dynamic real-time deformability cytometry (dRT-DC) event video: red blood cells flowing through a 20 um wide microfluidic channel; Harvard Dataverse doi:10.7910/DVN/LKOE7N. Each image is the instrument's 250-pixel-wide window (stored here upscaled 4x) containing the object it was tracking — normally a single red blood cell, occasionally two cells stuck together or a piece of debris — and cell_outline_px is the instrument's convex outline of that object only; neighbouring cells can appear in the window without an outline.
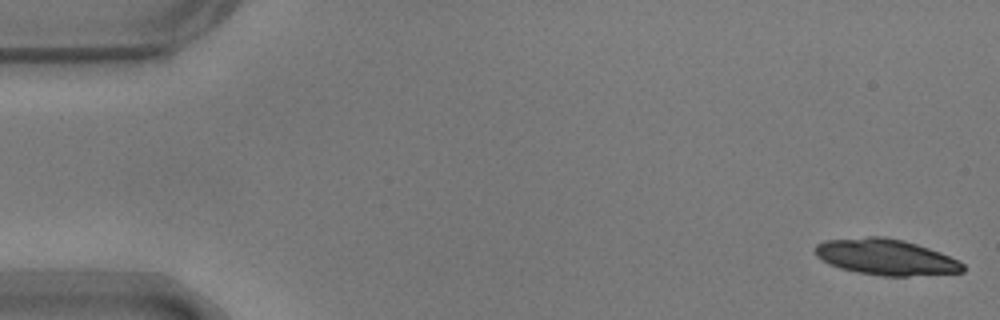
{"species": "common noctule bat (a hibernating species)", "species_latin": "Nyctalus noctula", "temperature_condition": "warm", "stored_images_in_passage": 15, "camera_frame_rate_fps": 3000, "um_per_image_px": 0.085, "animal": {"sex": "male", "body_mass_g": 17.9}, "frame": {"image": 1, "passage_image": 1, "time_ms": 0.0, "image_size_px": [1000, 320], "cell_outline_px": [[964, 272], [908, 276], [880, 276], [840, 268], [828, 264], [816, 256], [816, 244], [824, 240], [868, 236], [884, 236], [904, 240], [940, 252], [964, 264]], "centroid_in_image_um": [75.27, 21.84], "position_along_channel_um": 9.7, "area_um2": 30.87}}